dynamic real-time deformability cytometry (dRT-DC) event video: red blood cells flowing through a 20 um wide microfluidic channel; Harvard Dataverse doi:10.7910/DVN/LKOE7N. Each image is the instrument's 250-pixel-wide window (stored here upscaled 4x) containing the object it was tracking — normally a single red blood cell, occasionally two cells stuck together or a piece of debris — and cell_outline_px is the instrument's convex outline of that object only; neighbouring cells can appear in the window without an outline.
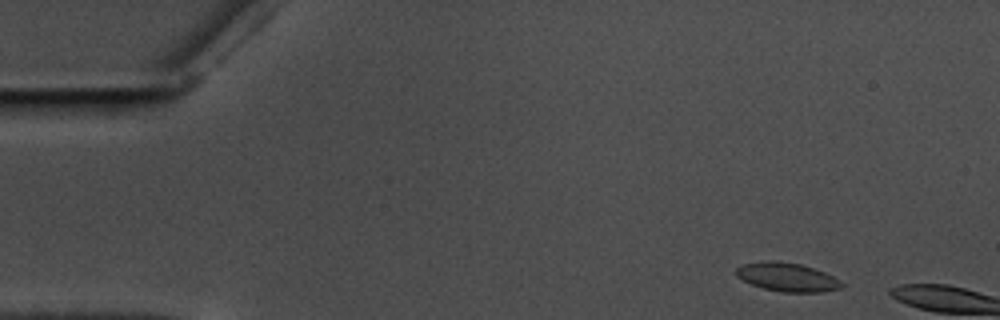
{"species": "common noctule bat (a hibernating species)", "species_latin": "Nyctalus noctula", "temperature_condition": "warm", "stored_images_in_passage": 14, "camera_frame_rate_fps": 3000, "um_per_image_px": 0.085, "animal": {"sex": "male", "body_mass_g": 17.5, "forearm_length_mm": 52.3}, "frame": {"image": 1, "passage_image": 3, "time_ms": 0.667, "image_size_px": [1000, 320], "cell_outline_px": [[844, 288], [820, 292], [784, 292], [764, 288], [752, 284], [736, 276], [736, 268], [744, 264], [764, 260], [772, 260], [800, 264], [824, 272], [840, 280], [844, 284]], "centroid_in_image_um": [66.93, 23.55], "position_along_channel_um": 18.1, "area_um2": 17.51}}